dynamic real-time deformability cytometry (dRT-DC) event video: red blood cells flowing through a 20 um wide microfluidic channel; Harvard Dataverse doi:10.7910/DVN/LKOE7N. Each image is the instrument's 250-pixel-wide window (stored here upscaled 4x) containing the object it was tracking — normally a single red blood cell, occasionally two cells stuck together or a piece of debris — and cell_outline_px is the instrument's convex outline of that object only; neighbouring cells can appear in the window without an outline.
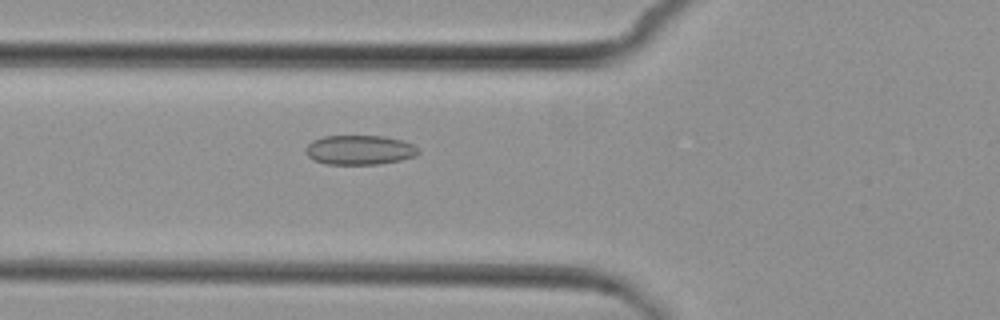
{"species": "common noctule bat (a hibernating species)", "species_latin": "Nyctalus noctula", "temperature_condition": "cold", "stored_images_in_passage": 3, "camera_frame_rate_fps": 3000, "um_per_image_px": 0.085, "animal": {"sex": "female", "body_mass_g": 29.2, "forearm_length_mm": 56.3}, "frame": {"image": 1, "passage_image": 3, "time_ms": 2.333, "image_size_px": [1000, 320], "cell_outline_px": [[420, 152], [416, 156], [400, 160], [380, 164], [324, 164], [312, 160], [304, 152], [304, 148], [312, 140], [324, 136], [384, 136], [400, 140], [412, 144]], "centroid_in_image_um": [30.51, 12.75], "position_along_channel_um": 95.3, "area_um2": 19.48}}